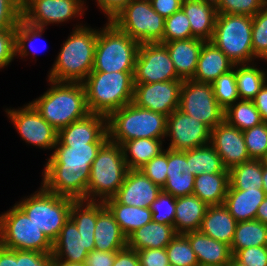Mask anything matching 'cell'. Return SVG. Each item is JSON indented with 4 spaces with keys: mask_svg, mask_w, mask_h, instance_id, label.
Returning <instances> with one entry per match:
<instances>
[{
    "mask_svg": "<svg viewBox=\"0 0 267 266\" xmlns=\"http://www.w3.org/2000/svg\"><path fill=\"white\" fill-rule=\"evenodd\" d=\"M0 266H19V250L7 249L0 245Z\"/></svg>",
    "mask_w": 267,
    "mask_h": 266,
    "instance_id": "cell-60",
    "label": "cell"
},
{
    "mask_svg": "<svg viewBox=\"0 0 267 266\" xmlns=\"http://www.w3.org/2000/svg\"><path fill=\"white\" fill-rule=\"evenodd\" d=\"M211 85L215 99L224 110L240 100L237 91L236 65L232 70L215 79Z\"/></svg>",
    "mask_w": 267,
    "mask_h": 266,
    "instance_id": "cell-41",
    "label": "cell"
},
{
    "mask_svg": "<svg viewBox=\"0 0 267 266\" xmlns=\"http://www.w3.org/2000/svg\"><path fill=\"white\" fill-rule=\"evenodd\" d=\"M255 63L236 64L237 91L240 100H252L267 81V70Z\"/></svg>",
    "mask_w": 267,
    "mask_h": 266,
    "instance_id": "cell-38",
    "label": "cell"
},
{
    "mask_svg": "<svg viewBox=\"0 0 267 266\" xmlns=\"http://www.w3.org/2000/svg\"><path fill=\"white\" fill-rule=\"evenodd\" d=\"M190 242L199 266H229L232 263L230 246L217 241L202 232L183 234Z\"/></svg>",
    "mask_w": 267,
    "mask_h": 266,
    "instance_id": "cell-22",
    "label": "cell"
},
{
    "mask_svg": "<svg viewBox=\"0 0 267 266\" xmlns=\"http://www.w3.org/2000/svg\"><path fill=\"white\" fill-rule=\"evenodd\" d=\"M22 19V0H0V31L16 29Z\"/></svg>",
    "mask_w": 267,
    "mask_h": 266,
    "instance_id": "cell-51",
    "label": "cell"
},
{
    "mask_svg": "<svg viewBox=\"0 0 267 266\" xmlns=\"http://www.w3.org/2000/svg\"><path fill=\"white\" fill-rule=\"evenodd\" d=\"M88 253L85 240L69 218L53 242V258L64 262H85Z\"/></svg>",
    "mask_w": 267,
    "mask_h": 266,
    "instance_id": "cell-26",
    "label": "cell"
},
{
    "mask_svg": "<svg viewBox=\"0 0 267 266\" xmlns=\"http://www.w3.org/2000/svg\"><path fill=\"white\" fill-rule=\"evenodd\" d=\"M62 44L48 79L82 83L93 70L98 29L76 25Z\"/></svg>",
    "mask_w": 267,
    "mask_h": 266,
    "instance_id": "cell-2",
    "label": "cell"
},
{
    "mask_svg": "<svg viewBox=\"0 0 267 266\" xmlns=\"http://www.w3.org/2000/svg\"><path fill=\"white\" fill-rule=\"evenodd\" d=\"M229 170L250 159L242 131L223 120L211 130L209 143Z\"/></svg>",
    "mask_w": 267,
    "mask_h": 266,
    "instance_id": "cell-18",
    "label": "cell"
},
{
    "mask_svg": "<svg viewBox=\"0 0 267 266\" xmlns=\"http://www.w3.org/2000/svg\"><path fill=\"white\" fill-rule=\"evenodd\" d=\"M187 162L193 175L202 173H229L216 150L210 145H204L187 150Z\"/></svg>",
    "mask_w": 267,
    "mask_h": 266,
    "instance_id": "cell-36",
    "label": "cell"
},
{
    "mask_svg": "<svg viewBox=\"0 0 267 266\" xmlns=\"http://www.w3.org/2000/svg\"><path fill=\"white\" fill-rule=\"evenodd\" d=\"M105 208L103 202L78 200L70 208L69 218L75 223L81 238L86 242L87 251L95 250L94 230L98 214Z\"/></svg>",
    "mask_w": 267,
    "mask_h": 266,
    "instance_id": "cell-30",
    "label": "cell"
},
{
    "mask_svg": "<svg viewBox=\"0 0 267 266\" xmlns=\"http://www.w3.org/2000/svg\"><path fill=\"white\" fill-rule=\"evenodd\" d=\"M165 249L170 266H199L190 242L183 234H177Z\"/></svg>",
    "mask_w": 267,
    "mask_h": 266,
    "instance_id": "cell-42",
    "label": "cell"
},
{
    "mask_svg": "<svg viewBox=\"0 0 267 266\" xmlns=\"http://www.w3.org/2000/svg\"><path fill=\"white\" fill-rule=\"evenodd\" d=\"M111 22L139 44L160 43L163 39L165 18L149 0L130 1Z\"/></svg>",
    "mask_w": 267,
    "mask_h": 266,
    "instance_id": "cell-11",
    "label": "cell"
},
{
    "mask_svg": "<svg viewBox=\"0 0 267 266\" xmlns=\"http://www.w3.org/2000/svg\"><path fill=\"white\" fill-rule=\"evenodd\" d=\"M237 223L224 204L208 206L199 231L231 246Z\"/></svg>",
    "mask_w": 267,
    "mask_h": 266,
    "instance_id": "cell-27",
    "label": "cell"
},
{
    "mask_svg": "<svg viewBox=\"0 0 267 266\" xmlns=\"http://www.w3.org/2000/svg\"><path fill=\"white\" fill-rule=\"evenodd\" d=\"M179 110L207 125L211 130L224 120L225 110L215 99L212 85L192 79L183 80Z\"/></svg>",
    "mask_w": 267,
    "mask_h": 266,
    "instance_id": "cell-12",
    "label": "cell"
},
{
    "mask_svg": "<svg viewBox=\"0 0 267 266\" xmlns=\"http://www.w3.org/2000/svg\"><path fill=\"white\" fill-rule=\"evenodd\" d=\"M264 160L251 159L229 169V185L237 190L263 187L262 174Z\"/></svg>",
    "mask_w": 267,
    "mask_h": 266,
    "instance_id": "cell-37",
    "label": "cell"
},
{
    "mask_svg": "<svg viewBox=\"0 0 267 266\" xmlns=\"http://www.w3.org/2000/svg\"><path fill=\"white\" fill-rule=\"evenodd\" d=\"M193 37L190 22L182 9L165 18L164 35L160 42L161 44L174 40H186Z\"/></svg>",
    "mask_w": 267,
    "mask_h": 266,
    "instance_id": "cell-44",
    "label": "cell"
},
{
    "mask_svg": "<svg viewBox=\"0 0 267 266\" xmlns=\"http://www.w3.org/2000/svg\"><path fill=\"white\" fill-rule=\"evenodd\" d=\"M51 253L19 250V266H52Z\"/></svg>",
    "mask_w": 267,
    "mask_h": 266,
    "instance_id": "cell-54",
    "label": "cell"
},
{
    "mask_svg": "<svg viewBox=\"0 0 267 266\" xmlns=\"http://www.w3.org/2000/svg\"><path fill=\"white\" fill-rule=\"evenodd\" d=\"M208 205L196 195L176 197L174 229L177 234L198 231Z\"/></svg>",
    "mask_w": 267,
    "mask_h": 266,
    "instance_id": "cell-31",
    "label": "cell"
},
{
    "mask_svg": "<svg viewBox=\"0 0 267 266\" xmlns=\"http://www.w3.org/2000/svg\"><path fill=\"white\" fill-rule=\"evenodd\" d=\"M47 81L50 88L30 103L57 131L90 114L83 83Z\"/></svg>",
    "mask_w": 267,
    "mask_h": 266,
    "instance_id": "cell-3",
    "label": "cell"
},
{
    "mask_svg": "<svg viewBox=\"0 0 267 266\" xmlns=\"http://www.w3.org/2000/svg\"><path fill=\"white\" fill-rule=\"evenodd\" d=\"M262 182H263L262 189L265 191L267 195V165L266 164L263 165Z\"/></svg>",
    "mask_w": 267,
    "mask_h": 266,
    "instance_id": "cell-63",
    "label": "cell"
},
{
    "mask_svg": "<svg viewBox=\"0 0 267 266\" xmlns=\"http://www.w3.org/2000/svg\"><path fill=\"white\" fill-rule=\"evenodd\" d=\"M252 101L259 111L262 120L267 122V81L261 87L257 95L252 99Z\"/></svg>",
    "mask_w": 267,
    "mask_h": 266,
    "instance_id": "cell-59",
    "label": "cell"
},
{
    "mask_svg": "<svg viewBox=\"0 0 267 266\" xmlns=\"http://www.w3.org/2000/svg\"><path fill=\"white\" fill-rule=\"evenodd\" d=\"M252 47L254 56L267 61V4L253 17Z\"/></svg>",
    "mask_w": 267,
    "mask_h": 266,
    "instance_id": "cell-46",
    "label": "cell"
},
{
    "mask_svg": "<svg viewBox=\"0 0 267 266\" xmlns=\"http://www.w3.org/2000/svg\"><path fill=\"white\" fill-rule=\"evenodd\" d=\"M61 144L106 143L108 139L107 117L90 113L58 131Z\"/></svg>",
    "mask_w": 267,
    "mask_h": 266,
    "instance_id": "cell-20",
    "label": "cell"
},
{
    "mask_svg": "<svg viewBox=\"0 0 267 266\" xmlns=\"http://www.w3.org/2000/svg\"><path fill=\"white\" fill-rule=\"evenodd\" d=\"M181 9L188 17L192 35L210 41L217 16L214 0H183Z\"/></svg>",
    "mask_w": 267,
    "mask_h": 266,
    "instance_id": "cell-24",
    "label": "cell"
},
{
    "mask_svg": "<svg viewBox=\"0 0 267 266\" xmlns=\"http://www.w3.org/2000/svg\"><path fill=\"white\" fill-rule=\"evenodd\" d=\"M139 43L112 22L98 28L92 71L134 72Z\"/></svg>",
    "mask_w": 267,
    "mask_h": 266,
    "instance_id": "cell-7",
    "label": "cell"
},
{
    "mask_svg": "<svg viewBox=\"0 0 267 266\" xmlns=\"http://www.w3.org/2000/svg\"><path fill=\"white\" fill-rule=\"evenodd\" d=\"M0 245L40 253H52L53 249V243L16 203L0 214Z\"/></svg>",
    "mask_w": 267,
    "mask_h": 266,
    "instance_id": "cell-10",
    "label": "cell"
},
{
    "mask_svg": "<svg viewBox=\"0 0 267 266\" xmlns=\"http://www.w3.org/2000/svg\"><path fill=\"white\" fill-rule=\"evenodd\" d=\"M104 144H61L57 140L44 164L41 186L62 197L87 201L90 167Z\"/></svg>",
    "mask_w": 267,
    "mask_h": 266,
    "instance_id": "cell-1",
    "label": "cell"
},
{
    "mask_svg": "<svg viewBox=\"0 0 267 266\" xmlns=\"http://www.w3.org/2000/svg\"><path fill=\"white\" fill-rule=\"evenodd\" d=\"M167 117L131 102L107 117L108 139L120 146L126 141L140 138L165 141Z\"/></svg>",
    "mask_w": 267,
    "mask_h": 266,
    "instance_id": "cell-5",
    "label": "cell"
},
{
    "mask_svg": "<svg viewBox=\"0 0 267 266\" xmlns=\"http://www.w3.org/2000/svg\"><path fill=\"white\" fill-rule=\"evenodd\" d=\"M82 83L90 113L108 117L133 100L134 72L91 71Z\"/></svg>",
    "mask_w": 267,
    "mask_h": 266,
    "instance_id": "cell-4",
    "label": "cell"
},
{
    "mask_svg": "<svg viewBox=\"0 0 267 266\" xmlns=\"http://www.w3.org/2000/svg\"><path fill=\"white\" fill-rule=\"evenodd\" d=\"M114 216L123 234L128 237L135 230L152 221L150 208L120 204L114 197L103 202Z\"/></svg>",
    "mask_w": 267,
    "mask_h": 266,
    "instance_id": "cell-33",
    "label": "cell"
},
{
    "mask_svg": "<svg viewBox=\"0 0 267 266\" xmlns=\"http://www.w3.org/2000/svg\"><path fill=\"white\" fill-rule=\"evenodd\" d=\"M229 186V173H202L195 176L193 193L208 206L225 202Z\"/></svg>",
    "mask_w": 267,
    "mask_h": 266,
    "instance_id": "cell-34",
    "label": "cell"
},
{
    "mask_svg": "<svg viewBox=\"0 0 267 266\" xmlns=\"http://www.w3.org/2000/svg\"><path fill=\"white\" fill-rule=\"evenodd\" d=\"M113 266H140L136 250L125 247L117 251Z\"/></svg>",
    "mask_w": 267,
    "mask_h": 266,
    "instance_id": "cell-58",
    "label": "cell"
},
{
    "mask_svg": "<svg viewBox=\"0 0 267 266\" xmlns=\"http://www.w3.org/2000/svg\"><path fill=\"white\" fill-rule=\"evenodd\" d=\"M182 80L176 73L167 48L161 43L139 45L134 83H156Z\"/></svg>",
    "mask_w": 267,
    "mask_h": 266,
    "instance_id": "cell-15",
    "label": "cell"
},
{
    "mask_svg": "<svg viewBox=\"0 0 267 266\" xmlns=\"http://www.w3.org/2000/svg\"><path fill=\"white\" fill-rule=\"evenodd\" d=\"M256 220L261 221L263 224L267 225V195L258 207Z\"/></svg>",
    "mask_w": 267,
    "mask_h": 266,
    "instance_id": "cell-61",
    "label": "cell"
},
{
    "mask_svg": "<svg viewBox=\"0 0 267 266\" xmlns=\"http://www.w3.org/2000/svg\"><path fill=\"white\" fill-rule=\"evenodd\" d=\"M167 137L170 138L168 149L185 151L209 144L211 129L177 109L167 117Z\"/></svg>",
    "mask_w": 267,
    "mask_h": 266,
    "instance_id": "cell-16",
    "label": "cell"
},
{
    "mask_svg": "<svg viewBox=\"0 0 267 266\" xmlns=\"http://www.w3.org/2000/svg\"><path fill=\"white\" fill-rule=\"evenodd\" d=\"M176 235L174 226L151 221L127 237V247L136 251L166 248Z\"/></svg>",
    "mask_w": 267,
    "mask_h": 266,
    "instance_id": "cell-29",
    "label": "cell"
},
{
    "mask_svg": "<svg viewBox=\"0 0 267 266\" xmlns=\"http://www.w3.org/2000/svg\"><path fill=\"white\" fill-rule=\"evenodd\" d=\"M264 163L267 165V156H266V158L264 159Z\"/></svg>",
    "mask_w": 267,
    "mask_h": 266,
    "instance_id": "cell-64",
    "label": "cell"
},
{
    "mask_svg": "<svg viewBox=\"0 0 267 266\" xmlns=\"http://www.w3.org/2000/svg\"><path fill=\"white\" fill-rule=\"evenodd\" d=\"M44 30V27L33 26L27 23L25 20L21 19L16 27V56L22 57L20 59H23L24 57L26 58V56L28 57L30 53L35 56V53L38 51H36L37 49L35 48L33 43L34 41H36V39L42 38Z\"/></svg>",
    "mask_w": 267,
    "mask_h": 266,
    "instance_id": "cell-43",
    "label": "cell"
},
{
    "mask_svg": "<svg viewBox=\"0 0 267 266\" xmlns=\"http://www.w3.org/2000/svg\"><path fill=\"white\" fill-rule=\"evenodd\" d=\"M161 191L140 169H128L114 198L123 205L150 208Z\"/></svg>",
    "mask_w": 267,
    "mask_h": 266,
    "instance_id": "cell-19",
    "label": "cell"
},
{
    "mask_svg": "<svg viewBox=\"0 0 267 266\" xmlns=\"http://www.w3.org/2000/svg\"><path fill=\"white\" fill-rule=\"evenodd\" d=\"M234 65L211 41H205L192 80L211 84L219 76L232 70Z\"/></svg>",
    "mask_w": 267,
    "mask_h": 266,
    "instance_id": "cell-25",
    "label": "cell"
},
{
    "mask_svg": "<svg viewBox=\"0 0 267 266\" xmlns=\"http://www.w3.org/2000/svg\"><path fill=\"white\" fill-rule=\"evenodd\" d=\"M152 8L162 17L167 18L181 9L183 0H149Z\"/></svg>",
    "mask_w": 267,
    "mask_h": 266,
    "instance_id": "cell-57",
    "label": "cell"
},
{
    "mask_svg": "<svg viewBox=\"0 0 267 266\" xmlns=\"http://www.w3.org/2000/svg\"><path fill=\"white\" fill-rule=\"evenodd\" d=\"M75 200L46 191L42 186L16 204L53 243L69 219Z\"/></svg>",
    "mask_w": 267,
    "mask_h": 266,
    "instance_id": "cell-9",
    "label": "cell"
},
{
    "mask_svg": "<svg viewBox=\"0 0 267 266\" xmlns=\"http://www.w3.org/2000/svg\"><path fill=\"white\" fill-rule=\"evenodd\" d=\"M52 266H86L85 262H64L53 258Z\"/></svg>",
    "mask_w": 267,
    "mask_h": 266,
    "instance_id": "cell-62",
    "label": "cell"
},
{
    "mask_svg": "<svg viewBox=\"0 0 267 266\" xmlns=\"http://www.w3.org/2000/svg\"><path fill=\"white\" fill-rule=\"evenodd\" d=\"M236 266H267V246H251L237 250L232 255Z\"/></svg>",
    "mask_w": 267,
    "mask_h": 266,
    "instance_id": "cell-49",
    "label": "cell"
},
{
    "mask_svg": "<svg viewBox=\"0 0 267 266\" xmlns=\"http://www.w3.org/2000/svg\"><path fill=\"white\" fill-rule=\"evenodd\" d=\"M132 0H95L97 6L111 22Z\"/></svg>",
    "mask_w": 267,
    "mask_h": 266,
    "instance_id": "cell-55",
    "label": "cell"
},
{
    "mask_svg": "<svg viewBox=\"0 0 267 266\" xmlns=\"http://www.w3.org/2000/svg\"><path fill=\"white\" fill-rule=\"evenodd\" d=\"M176 197L161 191L151 204L152 221L174 226Z\"/></svg>",
    "mask_w": 267,
    "mask_h": 266,
    "instance_id": "cell-48",
    "label": "cell"
},
{
    "mask_svg": "<svg viewBox=\"0 0 267 266\" xmlns=\"http://www.w3.org/2000/svg\"><path fill=\"white\" fill-rule=\"evenodd\" d=\"M94 240L97 251H119L127 247V237L106 207L97 216Z\"/></svg>",
    "mask_w": 267,
    "mask_h": 266,
    "instance_id": "cell-32",
    "label": "cell"
},
{
    "mask_svg": "<svg viewBox=\"0 0 267 266\" xmlns=\"http://www.w3.org/2000/svg\"><path fill=\"white\" fill-rule=\"evenodd\" d=\"M251 246H267V225L258 220L240 221L230 246L231 253Z\"/></svg>",
    "mask_w": 267,
    "mask_h": 266,
    "instance_id": "cell-39",
    "label": "cell"
},
{
    "mask_svg": "<svg viewBox=\"0 0 267 266\" xmlns=\"http://www.w3.org/2000/svg\"><path fill=\"white\" fill-rule=\"evenodd\" d=\"M252 16L217 14L211 42L235 65L253 63Z\"/></svg>",
    "mask_w": 267,
    "mask_h": 266,
    "instance_id": "cell-8",
    "label": "cell"
},
{
    "mask_svg": "<svg viewBox=\"0 0 267 266\" xmlns=\"http://www.w3.org/2000/svg\"><path fill=\"white\" fill-rule=\"evenodd\" d=\"M217 14L254 16L267 3L264 0H214Z\"/></svg>",
    "mask_w": 267,
    "mask_h": 266,
    "instance_id": "cell-47",
    "label": "cell"
},
{
    "mask_svg": "<svg viewBox=\"0 0 267 266\" xmlns=\"http://www.w3.org/2000/svg\"><path fill=\"white\" fill-rule=\"evenodd\" d=\"M224 120L240 131L264 122L252 100H239L230 105L224 112Z\"/></svg>",
    "mask_w": 267,
    "mask_h": 266,
    "instance_id": "cell-40",
    "label": "cell"
},
{
    "mask_svg": "<svg viewBox=\"0 0 267 266\" xmlns=\"http://www.w3.org/2000/svg\"><path fill=\"white\" fill-rule=\"evenodd\" d=\"M5 112L13 123L21 140L40 149H54L58 131L51 126L29 102L19 109L7 108Z\"/></svg>",
    "mask_w": 267,
    "mask_h": 266,
    "instance_id": "cell-14",
    "label": "cell"
},
{
    "mask_svg": "<svg viewBox=\"0 0 267 266\" xmlns=\"http://www.w3.org/2000/svg\"><path fill=\"white\" fill-rule=\"evenodd\" d=\"M16 29L0 31V69L9 66L16 57Z\"/></svg>",
    "mask_w": 267,
    "mask_h": 266,
    "instance_id": "cell-52",
    "label": "cell"
},
{
    "mask_svg": "<svg viewBox=\"0 0 267 266\" xmlns=\"http://www.w3.org/2000/svg\"><path fill=\"white\" fill-rule=\"evenodd\" d=\"M163 141V139L140 138L124 142L121 146L128 169H140L158 156L164 151Z\"/></svg>",
    "mask_w": 267,
    "mask_h": 266,
    "instance_id": "cell-35",
    "label": "cell"
},
{
    "mask_svg": "<svg viewBox=\"0 0 267 266\" xmlns=\"http://www.w3.org/2000/svg\"><path fill=\"white\" fill-rule=\"evenodd\" d=\"M265 196L260 188L237 190L229 185L224 205L237 222L256 220L258 207Z\"/></svg>",
    "mask_w": 267,
    "mask_h": 266,
    "instance_id": "cell-28",
    "label": "cell"
},
{
    "mask_svg": "<svg viewBox=\"0 0 267 266\" xmlns=\"http://www.w3.org/2000/svg\"><path fill=\"white\" fill-rule=\"evenodd\" d=\"M250 159L264 160L267 156V122L242 131Z\"/></svg>",
    "mask_w": 267,
    "mask_h": 266,
    "instance_id": "cell-45",
    "label": "cell"
},
{
    "mask_svg": "<svg viewBox=\"0 0 267 266\" xmlns=\"http://www.w3.org/2000/svg\"><path fill=\"white\" fill-rule=\"evenodd\" d=\"M116 252L93 250L88 253L85 264L86 266H113Z\"/></svg>",
    "mask_w": 267,
    "mask_h": 266,
    "instance_id": "cell-56",
    "label": "cell"
},
{
    "mask_svg": "<svg viewBox=\"0 0 267 266\" xmlns=\"http://www.w3.org/2000/svg\"><path fill=\"white\" fill-rule=\"evenodd\" d=\"M183 80L156 83H134L133 100L136 106L169 116L179 109Z\"/></svg>",
    "mask_w": 267,
    "mask_h": 266,
    "instance_id": "cell-17",
    "label": "cell"
},
{
    "mask_svg": "<svg viewBox=\"0 0 267 266\" xmlns=\"http://www.w3.org/2000/svg\"><path fill=\"white\" fill-rule=\"evenodd\" d=\"M204 42L205 40L193 37L163 44L167 48L177 75L182 80L193 78Z\"/></svg>",
    "mask_w": 267,
    "mask_h": 266,
    "instance_id": "cell-23",
    "label": "cell"
},
{
    "mask_svg": "<svg viewBox=\"0 0 267 266\" xmlns=\"http://www.w3.org/2000/svg\"><path fill=\"white\" fill-rule=\"evenodd\" d=\"M127 171L122 146L108 140L91 164L87 201L104 202L113 198L123 184Z\"/></svg>",
    "mask_w": 267,
    "mask_h": 266,
    "instance_id": "cell-6",
    "label": "cell"
},
{
    "mask_svg": "<svg viewBox=\"0 0 267 266\" xmlns=\"http://www.w3.org/2000/svg\"><path fill=\"white\" fill-rule=\"evenodd\" d=\"M195 175L187 162V150L175 151L167 148V180L162 191L174 197L191 195Z\"/></svg>",
    "mask_w": 267,
    "mask_h": 266,
    "instance_id": "cell-21",
    "label": "cell"
},
{
    "mask_svg": "<svg viewBox=\"0 0 267 266\" xmlns=\"http://www.w3.org/2000/svg\"><path fill=\"white\" fill-rule=\"evenodd\" d=\"M140 170L162 189L167 180V148L143 165Z\"/></svg>",
    "mask_w": 267,
    "mask_h": 266,
    "instance_id": "cell-50",
    "label": "cell"
},
{
    "mask_svg": "<svg viewBox=\"0 0 267 266\" xmlns=\"http://www.w3.org/2000/svg\"><path fill=\"white\" fill-rule=\"evenodd\" d=\"M140 266H170L165 248L141 249L136 251Z\"/></svg>",
    "mask_w": 267,
    "mask_h": 266,
    "instance_id": "cell-53",
    "label": "cell"
},
{
    "mask_svg": "<svg viewBox=\"0 0 267 266\" xmlns=\"http://www.w3.org/2000/svg\"><path fill=\"white\" fill-rule=\"evenodd\" d=\"M84 0H22V19L44 27L82 17L87 10Z\"/></svg>",
    "mask_w": 267,
    "mask_h": 266,
    "instance_id": "cell-13",
    "label": "cell"
}]
</instances>
